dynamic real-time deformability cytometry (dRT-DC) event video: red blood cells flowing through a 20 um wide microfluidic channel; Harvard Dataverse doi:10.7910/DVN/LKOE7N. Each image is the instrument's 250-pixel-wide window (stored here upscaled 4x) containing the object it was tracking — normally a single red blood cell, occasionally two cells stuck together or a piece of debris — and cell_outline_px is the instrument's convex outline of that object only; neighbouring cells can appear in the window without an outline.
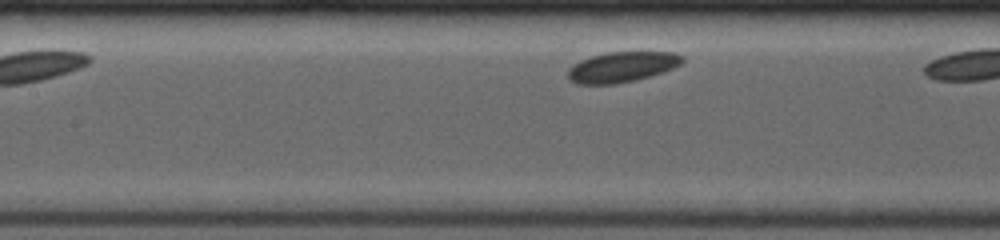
{"species": "common noctule bat (a hibernating species)", "species_latin": "Nyctalus noctula", "temperature_condition": "room temperature", "stored_images_in_passage": 10, "camera_frame_rate_fps": 4000, "um_per_image_px": 0.085, "animal": {"sex": "female", "body_mass_g": 19.0, "forearm_length_mm": 53.3}, "frame": {"image": 1, "passage_image": 6, "time_ms": 1.5, "image_size_px": [1000, 240], "cell_outline_px": [[684, 60], [680, 64], [664, 72], [636, 80], [616, 84], [576, 84], [568, 76], [568, 68], [572, 64], [580, 60], [592, 56], [608, 52], [672, 52], [680, 56]], "centroid_in_image_um": [52.84, 5.7], "position_along_channel_um": 154.6, "area_um2": 20.17}}